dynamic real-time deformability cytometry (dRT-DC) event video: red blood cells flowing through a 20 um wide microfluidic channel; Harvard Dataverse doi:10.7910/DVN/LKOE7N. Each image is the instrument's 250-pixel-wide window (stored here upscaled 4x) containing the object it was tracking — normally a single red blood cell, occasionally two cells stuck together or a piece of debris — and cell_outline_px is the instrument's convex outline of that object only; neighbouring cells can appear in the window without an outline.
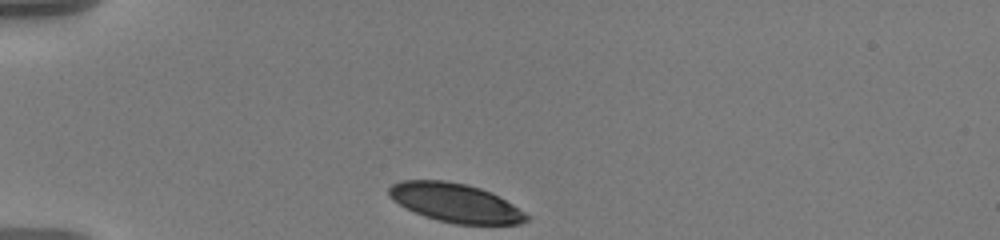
{"species": "human", "species_latin": "Homo sapiens", "temperature_condition": "warm", "stored_images_in_passage": 37, "camera_frame_rate_fps": 3000, "um_per_image_px": 0.085, "donor": {"sex": "male"}, "frame": {"image": 1, "passage_image": 1, "time_ms": 0.0, "image_size_px": [1000, 240], "cell_outline_px": [[528, 220], [520, 224], [456, 224], [424, 216], [400, 204], [388, 196], [388, 188], [392, 184], [400, 180], [444, 180], [468, 184], [492, 192], [512, 204], [524, 212], [528, 216]], "centroid_in_image_um": [38.7, 17.22], "position_along_channel_um": 46.3, "area_um2": 30.92}}
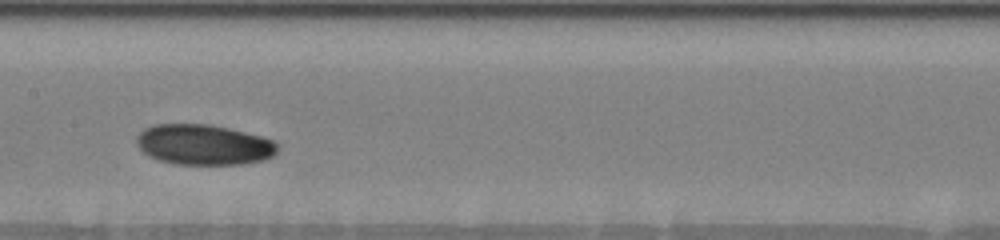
{"frame": {"image": 2, "passage_image": 16, "time_ms": 5.0, "image_size_px": [1000, 240], "cell_outline_px": [[280, 148], [272, 156], [260, 160], [240, 164], [176, 164], [160, 160], [148, 156], [136, 144], [136, 136], [144, 128], [156, 124], [208, 124], [228, 128], [260, 136], [272, 140], [280, 144]], "centroid_in_image_um": [17.3, 12.29], "position_along_channel_um": 190.1, "area_um2": 33.12}}
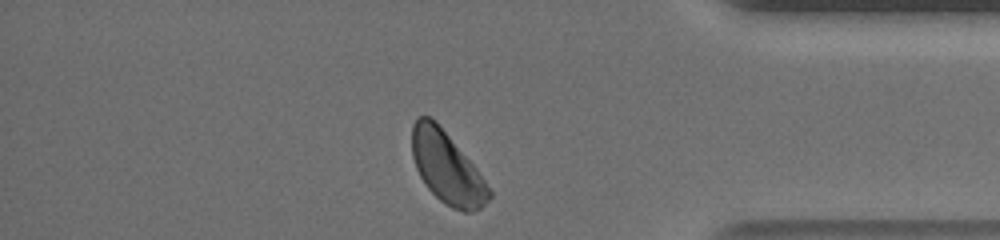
{"frame": {"image": 3, "passage_image": 35, "time_ms": 11.333, "image_size_px": [1000, 240], "cell_outline_px": [[492, 196], [480, 208], [468, 212], [464, 212], [452, 208], [444, 204], [428, 188], [420, 176], [416, 168], [412, 156], [412, 124], [416, 116], [428, 116], [436, 120], [476, 168], [492, 192]], "centroid_in_image_um": [37.97, 14.23], "position_along_channel_um": 397.2, "area_um2": 32.02}, "authors_computed_cell_mechanics": {"area_um2": 32.4836, "velocity_mm_per_s": 3.5524, "shape_relaxation_time_tau1_ms": 2.7063, "shape_relaxation_time_tau2_ms": null, "deformation_change_tau1": 0.0891, "deformation_change_tau2": null}}